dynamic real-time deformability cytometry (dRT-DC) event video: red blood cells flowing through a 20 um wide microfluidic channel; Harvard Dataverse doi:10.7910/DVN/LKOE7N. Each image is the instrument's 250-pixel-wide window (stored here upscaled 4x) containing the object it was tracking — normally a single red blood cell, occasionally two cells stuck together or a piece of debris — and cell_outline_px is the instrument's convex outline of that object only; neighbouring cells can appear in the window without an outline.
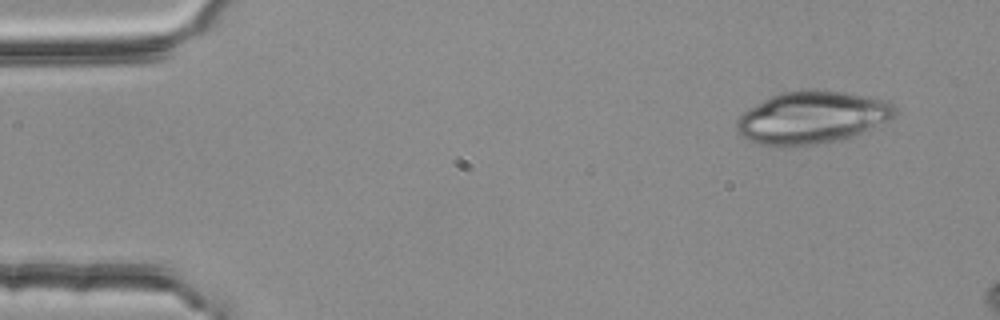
{"species": "common noctule bat (a hibernating species)", "species_latin": "Nyctalus noctula", "temperature_condition": "room temperature", "stored_images_in_passage": 4, "camera_frame_rate_fps": 3000, "um_per_image_px": 0.085, "animal": {"sex": "female", "body_mass_g": 25.1}, "frame": {"image": 1, "passage_image": 1, "time_ms": 0.0, "image_size_px": [1000, 320], "cell_outline_px": [[896, 116], [888, 120], [860, 132], [840, 140], [788, 148], [776, 148], [760, 144], [748, 140], [740, 136], [736, 132], [736, 120], [748, 108], [772, 96], [784, 92], [840, 92], [868, 96], [888, 100], [896, 108]], "centroid_in_image_um": [68.96, 10.04], "position_along_channel_um": 16.0, "area_um2": 47.8}}